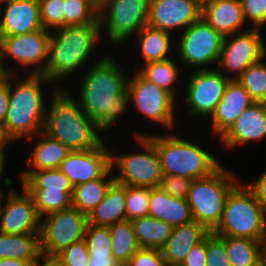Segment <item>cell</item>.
<instances>
[{"instance_id": "cell-1", "label": "cell", "mask_w": 266, "mask_h": 266, "mask_svg": "<svg viewBox=\"0 0 266 266\" xmlns=\"http://www.w3.org/2000/svg\"><path fill=\"white\" fill-rule=\"evenodd\" d=\"M99 59L83 74L78 103L103 132L127 111L130 98L124 70L109 55Z\"/></svg>"}, {"instance_id": "cell-2", "label": "cell", "mask_w": 266, "mask_h": 266, "mask_svg": "<svg viewBox=\"0 0 266 266\" xmlns=\"http://www.w3.org/2000/svg\"><path fill=\"white\" fill-rule=\"evenodd\" d=\"M16 75L10 74L9 107L2 126L4 135L10 142L26 137L31 140L43 131L46 107L41 86L51 82L43 74L29 73L22 80Z\"/></svg>"}, {"instance_id": "cell-3", "label": "cell", "mask_w": 266, "mask_h": 266, "mask_svg": "<svg viewBox=\"0 0 266 266\" xmlns=\"http://www.w3.org/2000/svg\"><path fill=\"white\" fill-rule=\"evenodd\" d=\"M52 102L46 111L43 132L59 140L70 151L99 147L104 141L98 125L84 113L66 88L54 86Z\"/></svg>"}, {"instance_id": "cell-4", "label": "cell", "mask_w": 266, "mask_h": 266, "mask_svg": "<svg viewBox=\"0 0 266 266\" xmlns=\"http://www.w3.org/2000/svg\"><path fill=\"white\" fill-rule=\"evenodd\" d=\"M101 30L100 23H91L50 31L48 63L43 75L54 84L72 76L87 63L99 43Z\"/></svg>"}, {"instance_id": "cell-5", "label": "cell", "mask_w": 266, "mask_h": 266, "mask_svg": "<svg viewBox=\"0 0 266 266\" xmlns=\"http://www.w3.org/2000/svg\"><path fill=\"white\" fill-rule=\"evenodd\" d=\"M135 136H146L154 144L163 174L195 180L209 176L221 165L206 149L180 136H150L138 132Z\"/></svg>"}, {"instance_id": "cell-6", "label": "cell", "mask_w": 266, "mask_h": 266, "mask_svg": "<svg viewBox=\"0 0 266 266\" xmlns=\"http://www.w3.org/2000/svg\"><path fill=\"white\" fill-rule=\"evenodd\" d=\"M212 232L266 241V211L246 185L239 183L229 193L221 221Z\"/></svg>"}, {"instance_id": "cell-7", "label": "cell", "mask_w": 266, "mask_h": 266, "mask_svg": "<svg viewBox=\"0 0 266 266\" xmlns=\"http://www.w3.org/2000/svg\"><path fill=\"white\" fill-rule=\"evenodd\" d=\"M220 165L209 176L193 180L187 197L193 220L212 232L220 223L229 193L239 184Z\"/></svg>"}, {"instance_id": "cell-8", "label": "cell", "mask_w": 266, "mask_h": 266, "mask_svg": "<svg viewBox=\"0 0 266 266\" xmlns=\"http://www.w3.org/2000/svg\"><path fill=\"white\" fill-rule=\"evenodd\" d=\"M150 0H99L98 20L106 37L122 44L148 23Z\"/></svg>"}, {"instance_id": "cell-9", "label": "cell", "mask_w": 266, "mask_h": 266, "mask_svg": "<svg viewBox=\"0 0 266 266\" xmlns=\"http://www.w3.org/2000/svg\"><path fill=\"white\" fill-rule=\"evenodd\" d=\"M142 152L123 155L111 153V169L117 170L115 182L126 186L155 188L162 178L160 158L154 144L146 136H135Z\"/></svg>"}, {"instance_id": "cell-10", "label": "cell", "mask_w": 266, "mask_h": 266, "mask_svg": "<svg viewBox=\"0 0 266 266\" xmlns=\"http://www.w3.org/2000/svg\"><path fill=\"white\" fill-rule=\"evenodd\" d=\"M87 226L88 215L73 206L41 217L40 251L57 255L71 244L84 239Z\"/></svg>"}, {"instance_id": "cell-11", "label": "cell", "mask_w": 266, "mask_h": 266, "mask_svg": "<svg viewBox=\"0 0 266 266\" xmlns=\"http://www.w3.org/2000/svg\"><path fill=\"white\" fill-rule=\"evenodd\" d=\"M49 41L50 31L44 28L21 35L0 36V60L5 73L16 74L14 67L10 70L5 66L6 59L13 58L22 68L31 66L30 74H43L48 63Z\"/></svg>"}, {"instance_id": "cell-12", "label": "cell", "mask_w": 266, "mask_h": 266, "mask_svg": "<svg viewBox=\"0 0 266 266\" xmlns=\"http://www.w3.org/2000/svg\"><path fill=\"white\" fill-rule=\"evenodd\" d=\"M181 33L180 42H176L180 62L197 69L218 64L224 37L205 20L200 18Z\"/></svg>"}, {"instance_id": "cell-13", "label": "cell", "mask_w": 266, "mask_h": 266, "mask_svg": "<svg viewBox=\"0 0 266 266\" xmlns=\"http://www.w3.org/2000/svg\"><path fill=\"white\" fill-rule=\"evenodd\" d=\"M127 81V92L134 108L144 117L174 129L176 99L166 90L145 79L137 70Z\"/></svg>"}, {"instance_id": "cell-14", "label": "cell", "mask_w": 266, "mask_h": 266, "mask_svg": "<svg viewBox=\"0 0 266 266\" xmlns=\"http://www.w3.org/2000/svg\"><path fill=\"white\" fill-rule=\"evenodd\" d=\"M250 29L224 37L218 67L223 75L234 73L231 79L237 80L250 65L266 56L261 29Z\"/></svg>"}, {"instance_id": "cell-15", "label": "cell", "mask_w": 266, "mask_h": 266, "mask_svg": "<svg viewBox=\"0 0 266 266\" xmlns=\"http://www.w3.org/2000/svg\"><path fill=\"white\" fill-rule=\"evenodd\" d=\"M187 82L186 102L189 115L211 117L220 103L228 81L229 75H223L218 68L196 69Z\"/></svg>"}, {"instance_id": "cell-16", "label": "cell", "mask_w": 266, "mask_h": 266, "mask_svg": "<svg viewBox=\"0 0 266 266\" xmlns=\"http://www.w3.org/2000/svg\"><path fill=\"white\" fill-rule=\"evenodd\" d=\"M17 193L12 188L0 205V232L4 234H40L41 217L37 213L32 196L22 187Z\"/></svg>"}, {"instance_id": "cell-17", "label": "cell", "mask_w": 266, "mask_h": 266, "mask_svg": "<svg viewBox=\"0 0 266 266\" xmlns=\"http://www.w3.org/2000/svg\"><path fill=\"white\" fill-rule=\"evenodd\" d=\"M108 148L104 141L97 148L70 151L59 169L74 187L101 178L111 168L112 150Z\"/></svg>"}, {"instance_id": "cell-18", "label": "cell", "mask_w": 266, "mask_h": 266, "mask_svg": "<svg viewBox=\"0 0 266 266\" xmlns=\"http://www.w3.org/2000/svg\"><path fill=\"white\" fill-rule=\"evenodd\" d=\"M201 14L202 5L197 0H150L147 25L172 34L175 28L184 31Z\"/></svg>"}, {"instance_id": "cell-19", "label": "cell", "mask_w": 266, "mask_h": 266, "mask_svg": "<svg viewBox=\"0 0 266 266\" xmlns=\"http://www.w3.org/2000/svg\"><path fill=\"white\" fill-rule=\"evenodd\" d=\"M254 102L237 80L230 79L220 103L211 115L210 129L213 135L220 138Z\"/></svg>"}, {"instance_id": "cell-20", "label": "cell", "mask_w": 266, "mask_h": 266, "mask_svg": "<svg viewBox=\"0 0 266 266\" xmlns=\"http://www.w3.org/2000/svg\"><path fill=\"white\" fill-rule=\"evenodd\" d=\"M266 137V105L254 102L219 138L228 147H236Z\"/></svg>"}, {"instance_id": "cell-21", "label": "cell", "mask_w": 266, "mask_h": 266, "mask_svg": "<svg viewBox=\"0 0 266 266\" xmlns=\"http://www.w3.org/2000/svg\"><path fill=\"white\" fill-rule=\"evenodd\" d=\"M0 21V36L21 35L42 29L38 0H8Z\"/></svg>"}, {"instance_id": "cell-22", "label": "cell", "mask_w": 266, "mask_h": 266, "mask_svg": "<svg viewBox=\"0 0 266 266\" xmlns=\"http://www.w3.org/2000/svg\"><path fill=\"white\" fill-rule=\"evenodd\" d=\"M201 18L223 37L245 30L246 21L240 0L208 1L202 5Z\"/></svg>"}, {"instance_id": "cell-23", "label": "cell", "mask_w": 266, "mask_h": 266, "mask_svg": "<svg viewBox=\"0 0 266 266\" xmlns=\"http://www.w3.org/2000/svg\"><path fill=\"white\" fill-rule=\"evenodd\" d=\"M209 233L204 225L195 220L173 227L170 237L161 248L166 266L181 265L190 250Z\"/></svg>"}, {"instance_id": "cell-24", "label": "cell", "mask_w": 266, "mask_h": 266, "mask_svg": "<svg viewBox=\"0 0 266 266\" xmlns=\"http://www.w3.org/2000/svg\"><path fill=\"white\" fill-rule=\"evenodd\" d=\"M126 220V185L113 182L104 199L88 215V224L109 227Z\"/></svg>"}, {"instance_id": "cell-25", "label": "cell", "mask_w": 266, "mask_h": 266, "mask_svg": "<svg viewBox=\"0 0 266 266\" xmlns=\"http://www.w3.org/2000/svg\"><path fill=\"white\" fill-rule=\"evenodd\" d=\"M231 266H260L266 261V241L225 236Z\"/></svg>"}, {"instance_id": "cell-26", "label": "cell", "mask_w": 266, "mask_h": 266, "mask_svg": "<svg viewBox=\"0 0 266 266\" xmlns=\"http://www.w3.org/2000/svg\"><path fill=\"white\" fill-rule=\"evenodd\" d=\"M36 135L35 137H38L40 140L35 144L31 152L32 154L29 160H27V164L31 165L33 169L23 171L59 168L70 150L59 140L50 137L43 131Z\"/></svg>"}, {"instance_id": "cell-27", "label": "cell", "mask_w": 266, "mask_h": 266, "mask_svg": "<svg viewBox=\"0 0 266 266\" xmlns=\"http://www.w3.org/2000/svg\"><path fill=\"white\" fill-rule=\"evenodd\" d=\"M110 173H114L111 168L101 178L76 185L72 194V206L89 215L104 199L108 188L115 181L114 176L109 177Z\"/></svg>"}, {"instance_id": "cell-28", "label": "cell", "mask_w": 266, "mask_h": 266, "mask_svg": "<svg viewBox=\"0 0 266 266\" xmlns=\"http://www.w3.org/2000/svg\"><path fill=\"white\" fill-rule=\"evenodd\" d=\"M135 36L140 43L143 64L170 59L171 33L146 25Z\"/></svg>"}, {"instance_id": "cell-29", "label": "cell", "mask_w": 266, "mask_h": 266, "mask_svg": "<svg viewBox=\"0 0 266 266\" xmlns=\"http://www.w3.org/2000/svg\"><path fill=\"white\" fill-rule=\"evenodd\" d=\"M20 179L26 191L73 192L74 189L59 168L21 171Z\"/></svg>"}, {"instance_id": "cell-30", "label": "cell", "mask_w": 266, "mask_h": 266, "mask_svg": "<svg viewBox=\"0 0 266 266\" xmlns=\"http://www.w3.org/2000/svg\"><path fill=\"white\" fill-rule=\"evenodd\" d=\"M40 234H4L0 232V259L34 261L40 251Z\"/></svg>"}, {"instance_id": "cell-31", "label": "cell", "mask_w": 266, "mask_h": 266, "mask_svg": "<svg viewBox=\"0 0 266 266\" xmlns=\"http://www.w3.org/2000/svg\"><path fill=\"white\" fill-rule=\"evenodd\" d=\"M141 248L160 249L170 237L173 227L151 216L131 220Z\"/></svg>"}, {"instance_id": "cell-32", "label": "cell", "mask_w": 266, "mask_h": 266, "mask_svg": "<svg viewBox=\"0 0 266 266\" xmlns=\"http://www.w3.org/2000/svg\"><path fill=\"white\" fill-rule=\"evenodd\" d=\"M112 240V256L121 265H126L141 247L138 244L131 220H123L108 227Z\"/></svg>"}, {"instance_id": "cell-33", "label": "cell", "mask_w": 266, "mask_h": 266, "mask_svg": "<svg viewBox=\"0 0 266 266\" xmlns=\"http://www.w3.org/2000/svg\"><path fill=\"white\" fill-rule=\"evenodd\" d=\"M145 79L169 92L175 99L174 85L180 74L177 63L173 59H165L157 62L141 65L137 70Z\"/></svg>"}, {"instance_id": "cell-34", "label": "cell", "mask_w": 266, "mask_h": 266, "mask_svg": "<svg viewBox=\"0 0 266 266\" xmlns=\"http://www.w3.org/2000/svg\"><path fill=\"white\" fill-rule=\"evenodd\" d=\"M99 0H64V26L99 23Z\"/></svg>"}, {"instance_id": "cell-35", "label": "cell", "mask_w": 266, "mask_h": 266, "mask_svg": "<svg viewBox=\"0 0 266 266\" xmlns=\"http://www.w3.org/2000/svg\"><path fill=\"white\" fill-rule=\"evenodd\" d=\"M266 57L250 65L238 78L237 81L249 93L255 102L266 101Z\"/></svg>"}, {"instance_id": "cell-36", "label": "cell", "mask_w": 266, "mask_h": 266, "mask_svg": "<svg viewBox=\"0 0 266 266\" xmlns=\"http://www.w3.org/2000/svg\"><path fill=\"white\" fill-rule=\"evenodd\" d=\"M40 217L72 206L73 192L27 191Z\"/></svg>"}, {"instance_id": "cell-37", "label": "cell", "mask_w": 266, "mask_h": 266, "mask_svg": "<svg viewBox=\"0 0 266 266\" xmlns=\"http://www.w3.org/2000/svg\"><path fill=\"white\" fill-rule=\"evenodd\" d=\"M84 241L89 256H112V240L108 227L88 224Z\"/></svg>"}, {"instance_id": "cell-38", "label": "cell", "mask_w": 266, "mask_h": 266, "mask_svg": "<svg viewBox=\"0 0 266 266\" xmlns=\"http://www.w3.org/2000/svg\"><path fill=\"white\" fill-rule=\"evenodd\" d=\"M150 188L126 186V219L148 216Z\"/></svg>"}, {"instance_id": "cell-39", "label": "cell", "mask_w": 266, "mask_h": 266, "mask_svg": "<svg viewBox=\"0 0 266 266\" xmlns=\"http://www.w3.org/2000/svg\"><path fill=\"white\" fill-rule=\"evenodd\" d=\"M42 27L52 31L64 27V0H38Z\"/></svg>"}, {"instance_id": "cell-40", "label": "cell", "mask_w": 266, "mask_h": 266, "mask_svg": "<svg viewBox=\"0 0 266 266\" xmlns=\"http://www.w3.org/2000/svg\"><path fill=\"white\" fill-rule=\"evenodd\" d=\"M206 266H231L225 248V236L213 232L206 236Z\"/></svg>"}, {"instance_id": "cell-41", "label": "cell", "mask_w": 266, "mask_h": 266, "mask_svg": "<svg viewBox=\"0 0 266 266\" xmlns=\"http://www.w3.org/2000/svg\"><path fill=\"white\" fill-rule=\"evenodd\" d=\"M192 182L190 178L163 174L158 188L173 197L187 199Z\"/></svg>"}, {"instance_id": "cell-42", "label": "cell", "mask_w": 266, "mask_h": 266, "mask_svg": "<svg viewBox=\"0 0 266 266\" xmlns=\"http://www.w3.org/2000/svg\"><path fill=\"white\" fill-rule=\"evenodd\" d=\"M193 220L187 199L170 195L167 209V223L172 227L188 223Z\"/></svg>"}, {"instance_id": "cell-43", "label": "cell", "mask_w": 266, "mask_h": 266, "mask_svg": "<svg viewBox=\"0 0 266 266\" xmlns=\"http://www.w3.org/2000/svg\"><path fill=\"white\" fill-rule=\"evenodd\" d=\"M64 266H87L90 259L84 239L71 244L57 254Z\"/></svg>"}, {"instance_id": "cell-44", "label": "cell", "mask_w": 266, "mask_h": 266, "mask_svg": "<svg viewBox=\"0 0 266 266\" xmlns=\"http://www.w3.org/2000/svg\"><path fill=\"white\" fill-rule=\"evenodd\" d=\"M243 15L252 24V28H262L266 24V0H240Z\"/></svg>"}, {"instance_id": "cell-45", "label": "cell", "mask_w": 266, "mask_h": 266, "mask_svg": "<svg viewBox=\"0 0 266 266\" xmlns=\"http://www.w3.org/2000/svg\"><path fill=\"white\" fill-rule=\"evenodd\" d=\"M170 195L160 190L158 187L150 188V201L148 216L167 223V209Z\"/></svg>"}, {"instance_id": "cell-46", "label": "cell", "mask_w": 266, "mask_h": 266, "mask_svg": "<svg viewBox=\"0 0 266 266\" xmlns=\"http://www.w3.org/2000/svg\"><path fill=\"white\" fill-rule=\"evenodd\" d=\"M126 266H166L160 249L140 248Z\"/></svg>"}, {"instance_id": "cell-47", "label": "cell", "mask_w": 266, "mask_h": 266, "mask_svg": "<svg viewBox=\"0 0 266 266\" xmlns=\"http://www.w3.org/2000/svg\"><path fill=\"white\" fill-rule=\"evenodd\" d=\"M182 266H206V237L199 244L195 245L186 259L181 264Z\"/></svg>"}, {"instance_id": "cell-48", "label": "cell", "mask_w": 266, "mask_h": 266, "mask_svg": "<svg viewBox=\"0 0 266 266\" xmlns=\"http://www.w3.org/2000/svg\"><path fill=\"white\" fill-rule=\"evenodd\" d=\"M10 74L0 81V126H3L9 107Z\"/></svg>"}, {"instance_id": "cell-49", "label": "cell", "mask_w": 266, "mask_h": 266, "mask_svg": "<svg viewBox=\"0 0 266 266\" xmlns=\"http://www.w3.org/2000/svg\"><path fill=\"white\" fill-rule=\"evenodd\" d=\"M266 211V171L253 183L246 185Z\"/></svg>"}, {"instance_id": "cell-50", "label": "cell", "mask_w": 266, "mask_h": 266, "mask_svg": "<svg viewBox=\"0 0 266 266\" xmlns=\"http://www.w3.org/2000/svg\"><path fill=\"white\" fill-rule=\"evenodd\" d=\"M40 261L43 262L42 265ZM35 266H64V264L57 255L40 252L35 259Z\"/></svg>"}, {"instance_id": "cell-51", "label": "cell", "mask_w": 266, "mask_h": 266, "mask_svg": "<svg viewBox=\"0 0 266 266\" xmlns=\"http://www.w3.org/2000/svg\"><path fill=\"white\" fill-rule=\"evenodd\" d=\"M87 266H121L113 256H90Z\"/></svg>"}, {"instance_id": "cell-52", "label": "cell", "mask_w": 266, "mask_h": 266, "mask_svg": "<svg viewBox=\"0 0 266 266\" xmlns=\"http://www.w3.org/2000/svg\"><path fill=\"white\" fill-rule=\"evenodd\" d=\"M27 263L28 261H23L19 259H0V266H25Z\"/></svg>"}, {"instance_id": "cell-53", "label": "cell", "mask_w": 266, "mask_h": 266, "mask_svg": "<svg viewBox=\"0 0 266 266\" xmlns=\"http://www.w3.org/2000/svg\"><path fill=\"white\" fill-rule=\"evenodd\" d=\"M11 142L5 137L3 128L0 126V156H5V149H7Z\"/></svg>"}, {"instance_id": "cell-54", "label": "cell", "mask_w": 266, "mask_h": 266, "mask_svg": "<svg viewBox=\"0 0 266 266\" xmlns=\"http://www.w3.org/2000/svg\"><path fill=\"white\" fill-rule=\"evenodd\" d=\"M6 156H0V177L3 175L4 172V162H5Z\"/></svg>"}, {"instance_id": "cell-55", "label": "cell", "mask_w": 266, "mask_h": 266, "mask_svg": "<svg viewBox=\"0 0 266 266\" xmlns=\"http://www.w3.org/2000/svg\"><path fill=\"white\" fill-rule=\"evenodd\" d=\"M6 73L3 69V66H2V63H1V60H0V81L3 80L5 77H6Z\"/></svg>"}, {"instance_id": "cell-56", "label": "cell", "mask_w": 266, "mask_h": 266, "mask_svg": "<svg viewBox=\"0 0 266 266\" xmlns=\"http://www.w3.org/2000/svg\"><path fill=\"white\" fill-rule=\"evenodd\" d=\"M25 266H35V260L28 262Z\"/></svg>"}, {"instance_id": "cell-57", "label": "cell", "mask_w": 266, "mask_h": 266, "mask_svg": "<svg viewBox=\"0 0 266 266\" xmlns=\"http://www.w3.org/2000/svg\"><path fill=\"white\" fill-rule=\"evenodd\" d=\"M201 5L205 4L206 2L208 1H211V0H197Z\"/></svg>"}, {"instance_id": "cell-58", "label": "cell", "mask_w": 266, "mask_h": 266, "mask_svg": "<svg viewBox=\"0 0 266 266\" xmlns=\"http://www.w3.org/2000/svg\"><path fill=\"white\" fill-rule=\"evenodd\" d=\"M8 0H0V7H3L2 5H4Z\"/></svg>"}, {"instance_id": "cell-59", "label": "cell", "mask_w": 266, "mask_h": 266, "mask_svg": "<svg viewBox=\"0 0 266 266\" xmlns=\"http://www.w3.org/2000/svg\"><path fill=\"white\" fill-rule=\"evenodd\" d=\"M2 198H3V192H2V190H0V205H1V202H2Z\"/></svg>"}, {"instance_id": "cell-60", "label": "cell", "mask_w": 266, "mask_h": 266, "mask_svg": "<svg viewBox=\"0 0 266 266\" xmlns=\"http://www.w3.org/2000/svg\"><path fill=\"white\" fill-rule=\"evenodd\" d=\"M260 266H266V261L262 265H260Z\"/></svg>"}]
</instances>
